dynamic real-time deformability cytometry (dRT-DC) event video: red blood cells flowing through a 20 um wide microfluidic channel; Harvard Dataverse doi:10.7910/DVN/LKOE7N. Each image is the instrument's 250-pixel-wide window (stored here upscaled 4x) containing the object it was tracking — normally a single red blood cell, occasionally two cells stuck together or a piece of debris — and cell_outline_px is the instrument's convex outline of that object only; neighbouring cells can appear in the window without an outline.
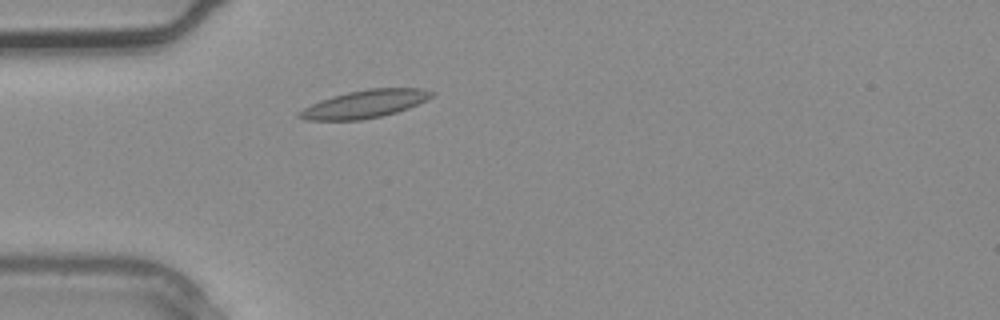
{"species": "common noctule bat (a hibernating species)", "species_latin": "Nyctalus noctula", "temperature_condition": "warm", "stored_images_in_passage": 1, "camera_frame_rate_fps": 3000, "um_per_image_px": 0.085, "animal": {"sex": "male", "body_mass_g": 20.4}, "frame": {"image": 1, "passage_image": 1, "time_ms": 0.0, "image_size_px": [1000, 320], "cell_outline_px": [[436, 92], [432, 96], [408, 108], [396, 112], [380, 116], [360, 120], [304, 120], [296, 116], [296, 112], [320, 100], [332, 96], [348, 92], [368, 88], [420, 88]], "centroid_in_image_um": [30.96, 8.84], "position_along_channel_um": 54.0, "area_um2": 21.33}}